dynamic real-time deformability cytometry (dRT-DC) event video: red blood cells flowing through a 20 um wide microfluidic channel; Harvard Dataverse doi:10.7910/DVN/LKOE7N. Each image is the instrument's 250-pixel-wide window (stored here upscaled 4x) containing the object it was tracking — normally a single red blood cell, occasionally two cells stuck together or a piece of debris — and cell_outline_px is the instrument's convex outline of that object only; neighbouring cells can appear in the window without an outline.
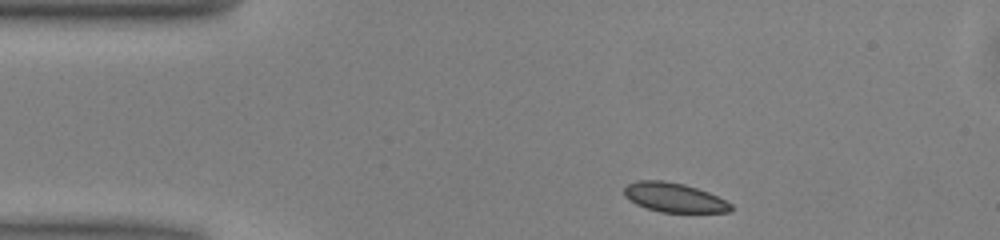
{"species": "common noctule bat (a hibernating species)", "species_latin": "Nyctalus noctula", "temperature_condition": "warm", "stored_images_in_passage": 43, "camera_frame_rate_fps": 3000, "um_per_image_px": 0.085, "animal": {"sex": "male", "body_mass_g": 13.0, "forearm_length_mm": 53.1}, "frame": {"image": 1, "passage_image": 1, "time_ms": 0.0, "image_size_px": [1000, 240], "cell_outline_px": [[732, 212], [660, 212], [636, 204], [624, 196], [624, 188], [628, 184], [636, 180], [664, 180], [684, 184], [708, 192], [732, 204]], "centroid_in_image_um": [57.28, 16.78], "position_along_channel_um": 27.7, "area_um2": 18.15}}
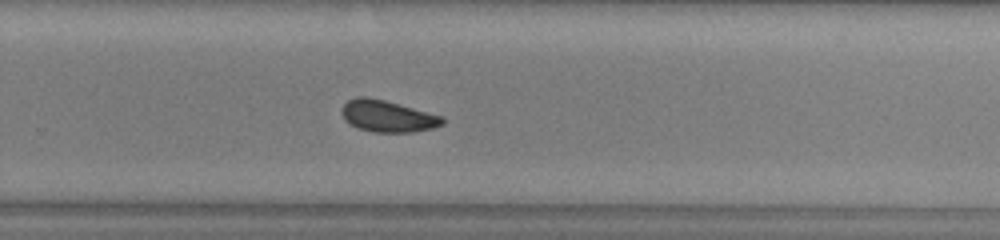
{"frame": {"image": 2, "passage_image": 25, "time_ms": 8.0, "image_size_px": [1000, 240], "cell_outline_px": [[444, 124], [432, 128], [412, 132], [372, 132], [356, 128], [344, 120], [340, 112], [340, 108], [348, 100], [356, 96], [368, 96], [384, 100], [444, 116]], "centroid_in_image_um": [32.9, 9.87], "position_along_channel_um": 296.9, "area_um2": 18.84}}
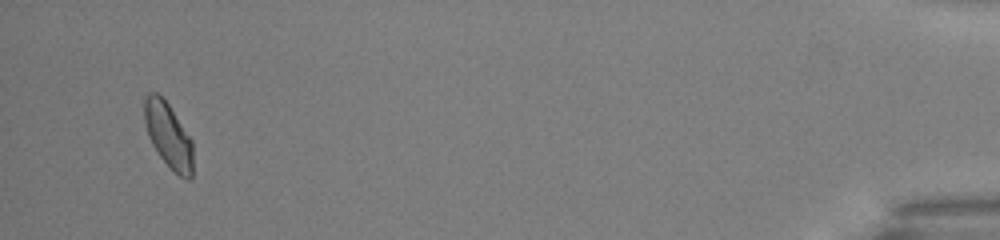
{"frame": {"image": 3, "passage_image": 41, "time_ms": 13.333, "image_size_px": [1000, 240], "cell_outline_px": [[192, 176], [188, 180], [180, 176], [160, 156], [152, 144], [148, 136], [144, 124], [144, 96], [148, 92], [156, 92], [168, 104], [192, 140]], "centroid_in_image_um": [14.28, 11.47], "position_along_channel_um": 420.9, "area_um2": 18.21}, "authors_computed_cell_mechanics": {"area_um2": 18.4382, "velocity_mm_per_s": 4.01, "shape_relaxation_time_tau1_ms": 2.8581, "shape_relaxation_time_tau2_ms": 2.3467, "deformation_change_tau1": 0.0748, "deformation_change_tau2": 0.0448}}